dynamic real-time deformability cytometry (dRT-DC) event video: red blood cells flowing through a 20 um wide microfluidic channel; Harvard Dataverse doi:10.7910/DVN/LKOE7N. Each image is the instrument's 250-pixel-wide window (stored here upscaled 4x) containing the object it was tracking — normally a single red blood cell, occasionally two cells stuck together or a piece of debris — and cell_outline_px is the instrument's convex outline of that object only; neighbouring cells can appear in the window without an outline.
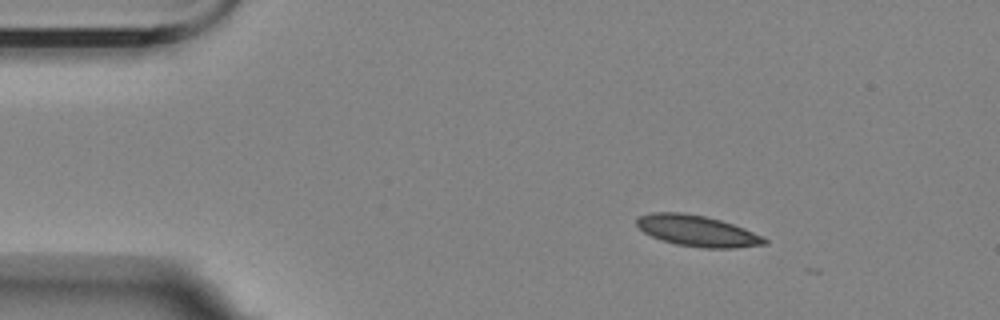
{"species": "Egyptian fruit bat (a non-hibernating species)", "species_latin": "Rousettus aegyptiacus", "temperature_condition": "room temperature", "stored_images_in_passage": 3, "camera_frame_rate_fps": 3000, "um_per_image_px": 0.085, "animal": {"sex": "female"}, "frame": {"image": 1, "passage_image": 1, "time_ms": 0.0, "image_size_px": [1000, 320], "cell_outline_px": [[768, 244], [736, 248], [704, 248], [676, 244], [652, 236], [644, 232], [636, 224], [636, 220], [640, 216], [652, 212], [680, 212], [704, 216], [720, 220], [744, 228], [764, 236], [768, 240]], "centroid_in_image_um": [59.31, 19.63], "position_along_channel_um": 25.7, "area_um2": 23.0}}